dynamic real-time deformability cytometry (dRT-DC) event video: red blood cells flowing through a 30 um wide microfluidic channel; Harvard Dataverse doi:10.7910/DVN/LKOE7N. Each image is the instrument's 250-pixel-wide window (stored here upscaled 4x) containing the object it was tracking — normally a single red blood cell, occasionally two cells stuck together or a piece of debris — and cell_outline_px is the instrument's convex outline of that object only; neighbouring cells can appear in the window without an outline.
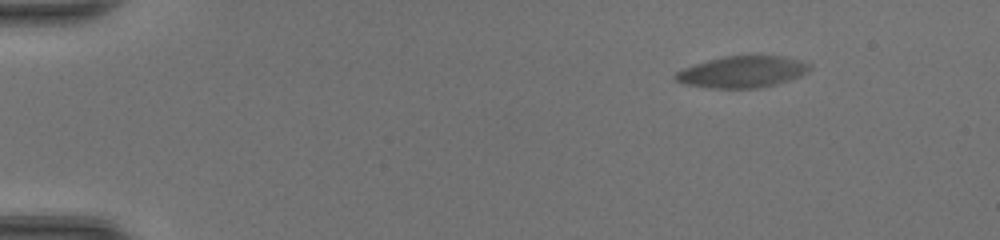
{"species": "common noctule bat (a hibernating species)", "species_latin": "Nyctalus noctula", "temperature_condition": "room temperature", "stored_images_in_passage": 44, "camera_frame_rate_fps": 3000, "um_per_image_px": 0.085, "animal": {"sex": "female", "body_mass_g": 20.0, "forearm_length_mm": 54.0}, "frame": {"image": 1, "passage_image": 1, "time_ms": 0.0, "image_size_px": [1000, 240], "cell_outline_px": [[808, 68], [804, 72], [788, 80], [756, 88], [716, 88], [692, 84], [676, 80], [676, 72], [712, 60], [728, 56], [780, 56], [804, 64]], "centroid_in_image_um": [63.06, 6.12], "position_along_channel_um": 21.9, "area_um2": 22.83}}
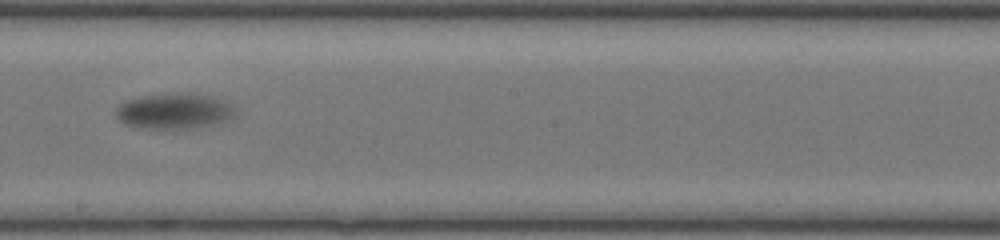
{"frame": {"image": 2, "passage_image": 26, "time_ms": 8.333, "image_size_px": [1000, 240], "cell_outline_px": [[232, 112], [228, 116], [220, 120], [204, 124], [184, 128], [140, 128], [128, 124], [120, 120], [116, 112], [120, 104], [128, 100], [144, 96], [204, 96], [220, 100], [228, 104], [232, 108]], "centroid_in_image_um": [14.64, 9.48], "position_along_channel_um": 233.6, "area_um2": 22.2}}
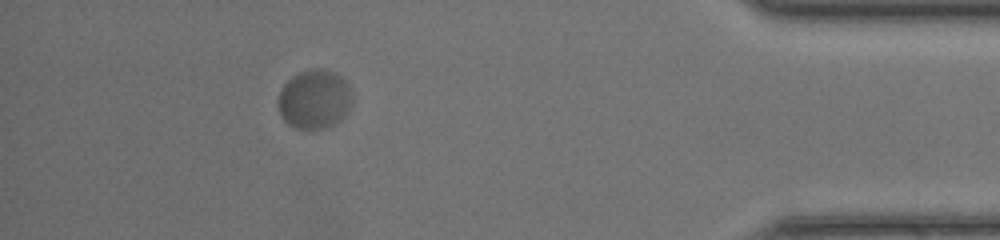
{"frame": {"image": 3, "passage_image": 43, "time_ms": 14.0, "image_size_px": [1000, 240], "cell_outline_px": [[348, 104], [344, 112], [332, 124], [320, 128], [296, 128], [288, 124], [280, 116], [276, 104], [276, 100], [284, 84], [292, 76], [300, 72], [312, 68], [320, 68], [332, 72], [340, 76], [344, 80], [348, 88]], "centroid_in_image_um": [26.59, 8.41], "position_along_channel_um": 408.6, "area_um2": 24.62}}